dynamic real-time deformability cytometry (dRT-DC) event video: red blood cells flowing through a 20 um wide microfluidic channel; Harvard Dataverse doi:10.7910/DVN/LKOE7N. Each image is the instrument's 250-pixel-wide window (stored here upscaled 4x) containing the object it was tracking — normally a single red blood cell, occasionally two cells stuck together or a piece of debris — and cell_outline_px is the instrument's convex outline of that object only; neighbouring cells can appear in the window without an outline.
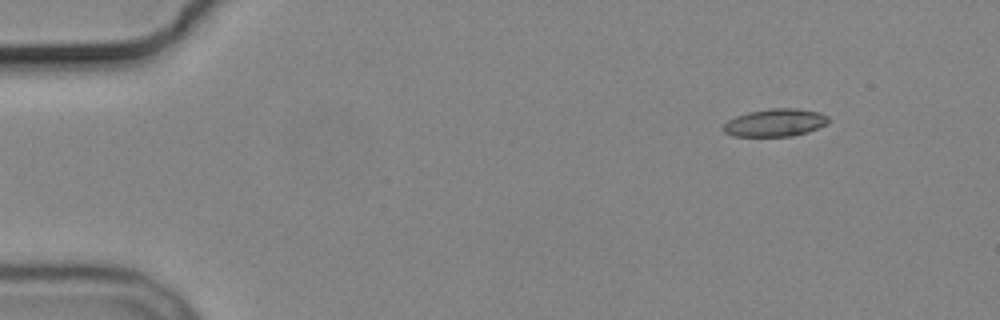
{"species": "common noctule bat (a hibernating species)", "species_latin": "Nyctalus noctula", "temperature_condition": "cold", "stored_images_in_passage": 4, "camera_frame_rate_fps": 3000, "um_per_image_px": 0.085, "animal": {"sex": "male", "body_mass_g": 19.2, "forearm_length_mm": 51.8}, "frame": {"image": 1, "passage_image": 1, "time_ms": 0.0, "image_size_px": [1000, 320], "cell_outline_px": [[828, 124], [808, 132], [792, 136], [732, 136], [724, 132], [720, 128], [728, 120], [736, 116], [748, 112], [772, 108], [796, 108], [820, 112], [828, 116]], "centroid_in_image_um": [65.88, 10.43], "position_along_channel_um": 19.1, "area_um2": 17.11}}
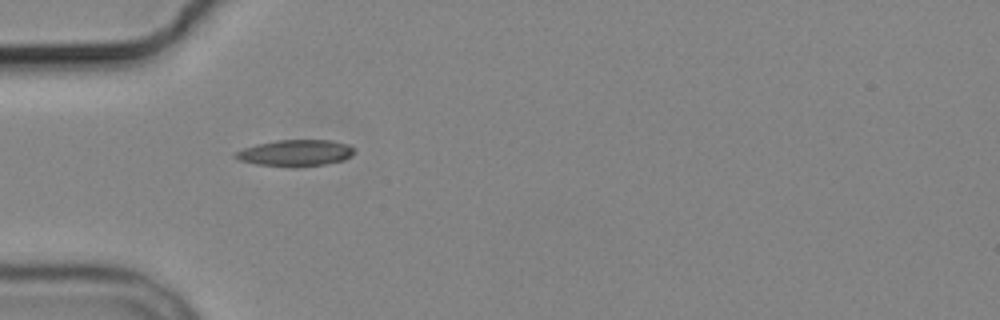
{"frame": {"image": 2, "passage_image": 4, "time_ms": 3.667, "image_size_px": [1000, 320], "cell_outline_px": [[356, 152], [352, 156], [344, 160], [324, 164], [292, 168], [256, 164], [240, 160], [232, 156], [232, 152], [256, 144], [276, 140], [332, 140], [348, 144], [356, 148]], "centroid_in_image_um": [25.12, 13.0], "position_along_channel_um": 59.9, "area_um2": 18.73}}